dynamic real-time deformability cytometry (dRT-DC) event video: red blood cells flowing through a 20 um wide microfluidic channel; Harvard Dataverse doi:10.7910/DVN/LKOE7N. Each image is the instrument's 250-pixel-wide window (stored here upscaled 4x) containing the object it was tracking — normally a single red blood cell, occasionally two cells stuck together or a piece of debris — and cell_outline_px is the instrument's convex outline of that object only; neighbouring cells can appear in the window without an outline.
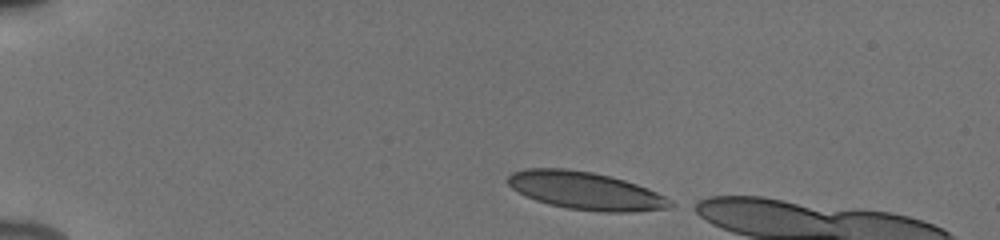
{"species": "human", "species_latin": "Homo sapiens", "temperature_condition": "cold", "stored_images_in_passage": 12, "camera_frame_rate_fps": 3000, "um_per_image_px": 0.085, "donor": {"sex": "male"}, "frame": {"image": 1, "passage_image": 1, "time_ms": 0.0, "image_size_px": [1000, 240], "cell_outline_px": [[680, 204], [672, 208], [628, 212], [600, 212], [568, 208], [548, 204], [524, 196], [512, 188], [508, 184], [508, 176], [512, 172], [524, 168], [568, 168], [592, 172], [612, 176], [648, 188]], "centroid_in_image_um": [49.81, 16.21], "position_along_channel_um": 35.2, "area_um2": 36.13}}
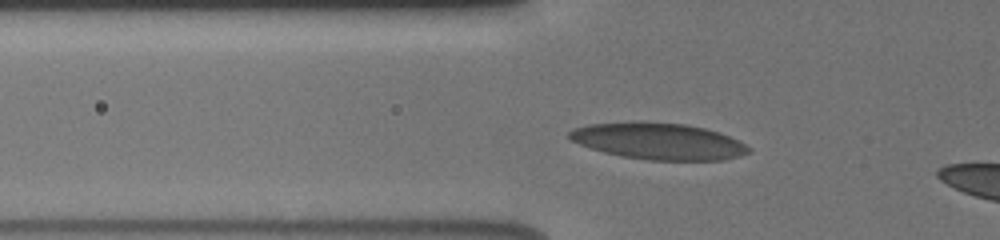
{"frame": {"image": 2, "passage_image": 9, "time_ms": 2.667, "image_size_px": [1000, 240], "cell_outline_px": [[752, 152], [740, 156], [724, 160], [648, 160], [620, 156], [604, 152], [580, 144], [572, 140], [568, 136], [568, 132], [576, 128], [588, 124], [640, 120], [684, 124], [704, 128], [720, 132], [752, 148]], "centroid_in_image_um": [55.98, 11.99], "position_along_channel_um": 69.8, "area_um2": 38.44}}